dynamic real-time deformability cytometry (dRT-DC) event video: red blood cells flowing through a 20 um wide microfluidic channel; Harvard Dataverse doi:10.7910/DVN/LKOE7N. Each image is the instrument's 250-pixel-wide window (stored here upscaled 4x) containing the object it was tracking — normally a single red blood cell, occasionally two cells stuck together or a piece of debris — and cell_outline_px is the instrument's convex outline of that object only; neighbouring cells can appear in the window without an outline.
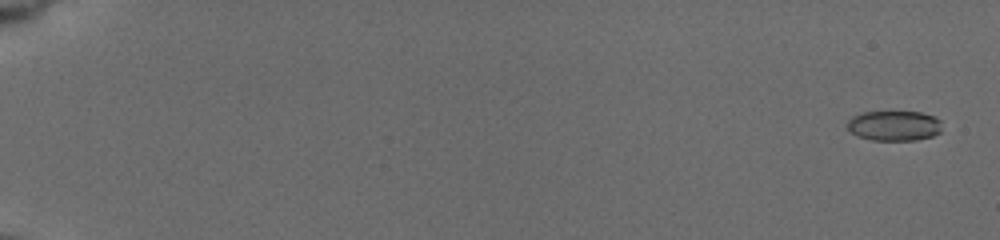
{"species": "common noctule bat (a hibernating species)", "species_latin": "Nyctalus noctula", "temperature_condition": "cold", "stored_images_in_passage": 58, "camera_frame_rate_fps": 3000, "um_per_image_px": 0.085, "animal": {"sex": "female", "body_mass_g": 19.5, "forearm_length_mm": 54.1}, "frame": {"image": 1, "passage_image": 3, "time_ms": 0.667, "image_size_px": [1000, 240], "cell_outline_px": [[940, 132], [932, 136], [916, 140], [872, 140], [856, 136], [848, 128], [848, 120], [852, 116], [864, 112], [920, 112], [936, 116], [940, 120]], "centroid_in_image_um": [76.01, 10.68], "position_along_channel_um": 9.0, "area_um2": 16.59}}
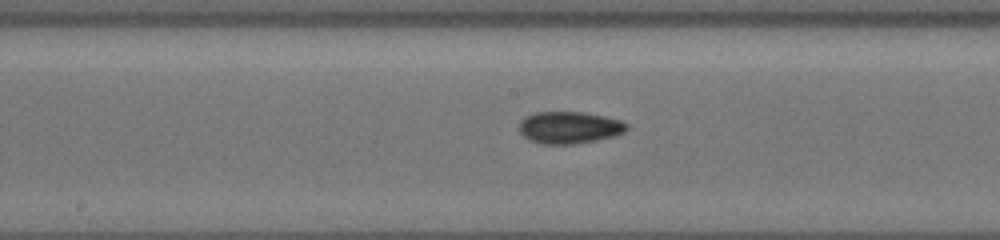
{"frame": {"image": 2, "passage_image": 34, "time_ms": 11.0, "image_size_px": [1000, 240], "cell_outline_px": [[628, 128], [624, 132], [612, 136], [596, 140], [572, 144], [540, 144], [528, 140], [520, 132], [520, 120], [524, 116], [536, 112], [584, 112], [604, 116], [620, 120], [628, 124]], "centroid_in_image_um": [48.36, 10.83], "position_along_channel_um": 199.8, "area_um2": 20.11}}
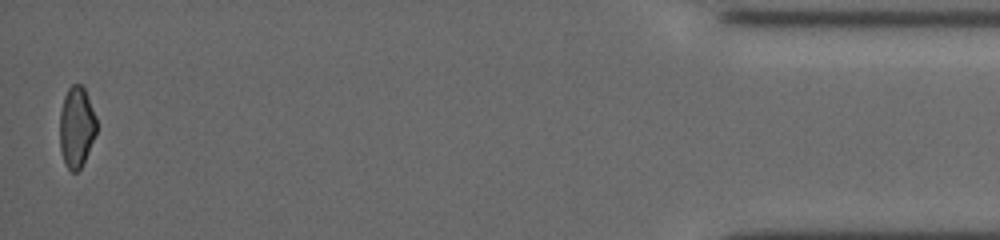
{"frame": {"image": 3, "passage_image": 58, "time_ms": 19.0, "image_size_px": [1000, 240], "cell_outline_px": [[96, 132], [88, 152], [80, 168], [76, 172], [72, 172], [68, 168], [64, 160], [60, 148], [60, 112], [64, 96], [68, 88], [72, 84], [80, 84], [84, 88], [96, 116]], "centroid_in_image_um": [6.5, 10.77], "position_along_channel_um": 428.7, "area_um2": 17.11}, "authors_computed_cell_mechanics": {"area_um2": 18.1492, "velocity_mm_per_s": 3.7722, "shape_relaxation_time_tau1_ms": 5.9985, "shape_relaxation_time_tau2_ms": 3.2114, "deformation_change_tau1": 0.1164, "deformation_change_tau2": 0.0879}}